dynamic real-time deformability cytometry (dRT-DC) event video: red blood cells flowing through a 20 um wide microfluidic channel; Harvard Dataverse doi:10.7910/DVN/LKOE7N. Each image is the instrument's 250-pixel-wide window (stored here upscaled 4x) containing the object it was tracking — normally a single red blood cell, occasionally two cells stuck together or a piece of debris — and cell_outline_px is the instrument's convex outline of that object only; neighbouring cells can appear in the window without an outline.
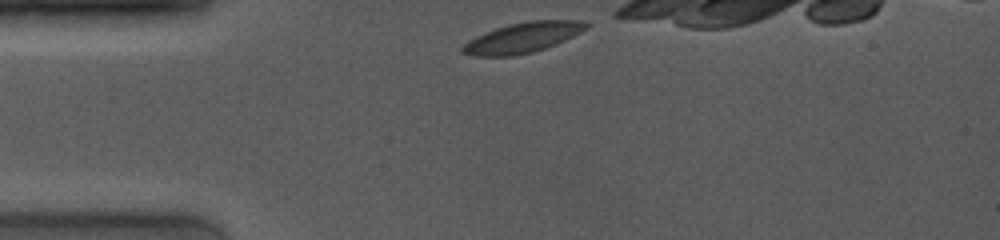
{"species": "common noctule bat (a hibernating species)", "species_latin": "Nyctalus noctula", "temperature_condition": "room temperature", "stored_images_in_passage": 23, "camera_frame_rate_fps": 4000, "um_per_image_px": 0.085, "animal": {"sex": "female", "body_mass_g": 19.0, "forearm_length_mm": 53.3}, "frame": {"image": 1, "passage_image": 1, "time_ms": 0.0, "image_size_px": [1000, 240], "cell_outline_px": [[592, 24], [588, 28], [556, 44], [532, 52], [512, 56], [472, 56], [460, 52], [460, 48], [468, 40], [476, 36], [496, 28], [528, 20], [588, 20]], "centroid_in_image_um": [44.45, 3.19], "position_along_channel_um": 40.5, "area_um2": 21.85}}
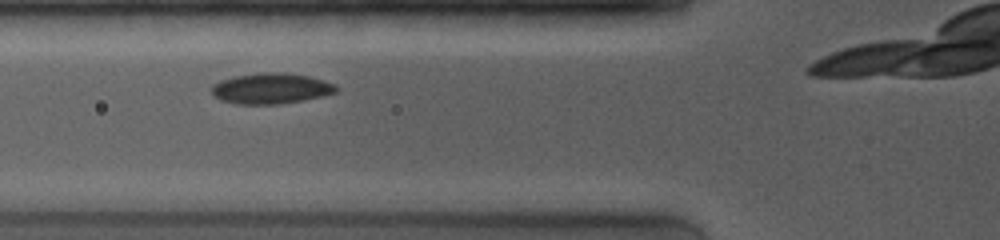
{"frame": {"image": 2, "passage_image": 12, "time_ms": 2.25, "image_size_px": [1000, 240], "cell_outline_px": [[340, 88], [336, 92], [324, 96], [280, 104], [236, 104], [220, 100], [212, 96], [212, 84], [220, 80], [236, 76], [260, 72], [284, 72], [308, 76], [336, 84]], "centroid_in_image_um": [23.03, 7.52], "position_along_channel_um": 102.8, "area_um2": 22.48}}
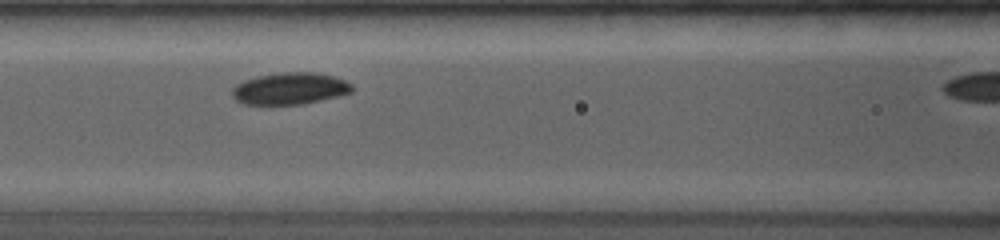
{"frame": {"image": 3, "passage_image": 17, "time_ms": 3.25, "image_size_px": [1000, 240], "cell_outline_px": [[352, 92], [304, 104], [244, 104], [236, 100], [232, 96], [232, 88], [236, 84], [244, 80], [256, 76], [280, 72], [316, 72], [332, 76], [344, 80], [352, 84]], "centroid_in_image_um": [24.61, 7.52], "position_along_channel_um": 142.0, "area_um2": 22.2}}